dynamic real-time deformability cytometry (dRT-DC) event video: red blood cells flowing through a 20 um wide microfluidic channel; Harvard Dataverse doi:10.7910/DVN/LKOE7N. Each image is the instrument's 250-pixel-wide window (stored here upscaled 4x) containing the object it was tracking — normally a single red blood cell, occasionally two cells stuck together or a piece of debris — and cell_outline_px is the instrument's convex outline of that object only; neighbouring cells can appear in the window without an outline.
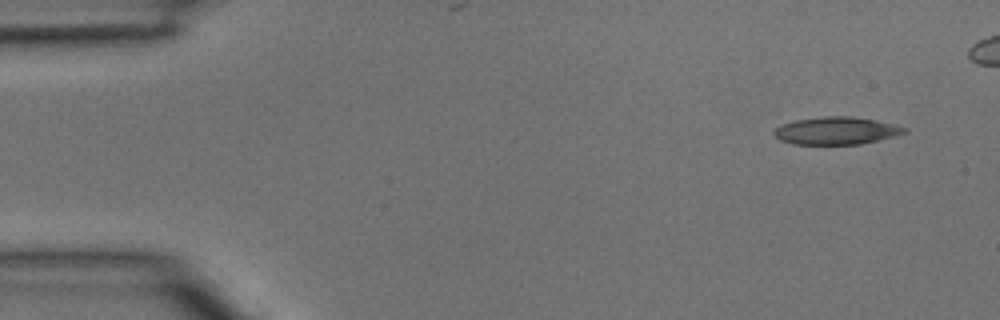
{"species": "common noctule bat (a hibernating species)", "species_latin": "Nyctalus noctula", "temperature_condition": "room temperature", "stored_images_in_passage": 2, "camera_frame_rate_fps": 3000, "um_per_image_px": 0.085, "animal": {"sex": "male", "body_mass_g": 15.6}, "frame": {"image": 1, "passage_image": 2, "time_ms": 0.333, "image_size_px": [1000, 320], "cell_outline_px": [[908, 132], [860, 144], [796, 144], [780, 140], [772, 136], [772, 132], [780, 124], [796, 120], [824, 116], [852, 116], [876, 120], [908, 128]], "centroid_in_image_um": [71.04, 11.1], "position_along_channel_um": 14.0, "area_um2": 20.87}}